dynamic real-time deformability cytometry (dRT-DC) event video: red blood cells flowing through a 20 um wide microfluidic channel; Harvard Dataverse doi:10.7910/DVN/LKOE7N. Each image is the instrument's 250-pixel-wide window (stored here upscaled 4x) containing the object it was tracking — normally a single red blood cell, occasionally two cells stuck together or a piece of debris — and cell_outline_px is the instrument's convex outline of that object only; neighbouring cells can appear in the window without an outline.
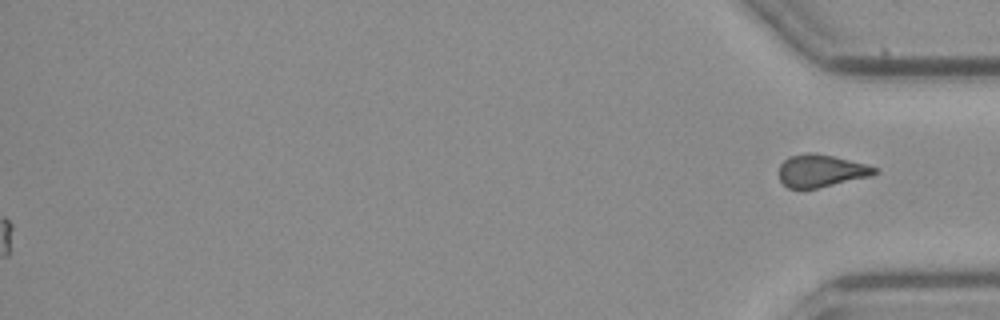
{"species": "common noctule bat (a hibernating species)", "species_latin": "Nyctalus noctula", "temperature_condition": "cold", "stored_images_in_passage": 54, "segment_of_instrument_passage": [2, 2], "camera_frame_rate_fps": 3000, "um_per_image_px": 0.085, "animal": {"sex": "female", "body_mass_g": 21.9}, "frame": {"image": 1, "passage_image": 54, "time_ms": 17.667, "image_size_px": [1000, 320], "cell_outline_px": [[880, 172], [872, 176], [816, 188], [788, 188], [780, 180], [780, 164], [788, 156], [808, 152], [816, 152], [864, 164], [876, 168]], "centroid_in_image_um": [69.78, 14.51], "position_along_channel_um": 365.4, "area_um2": 17.98}}